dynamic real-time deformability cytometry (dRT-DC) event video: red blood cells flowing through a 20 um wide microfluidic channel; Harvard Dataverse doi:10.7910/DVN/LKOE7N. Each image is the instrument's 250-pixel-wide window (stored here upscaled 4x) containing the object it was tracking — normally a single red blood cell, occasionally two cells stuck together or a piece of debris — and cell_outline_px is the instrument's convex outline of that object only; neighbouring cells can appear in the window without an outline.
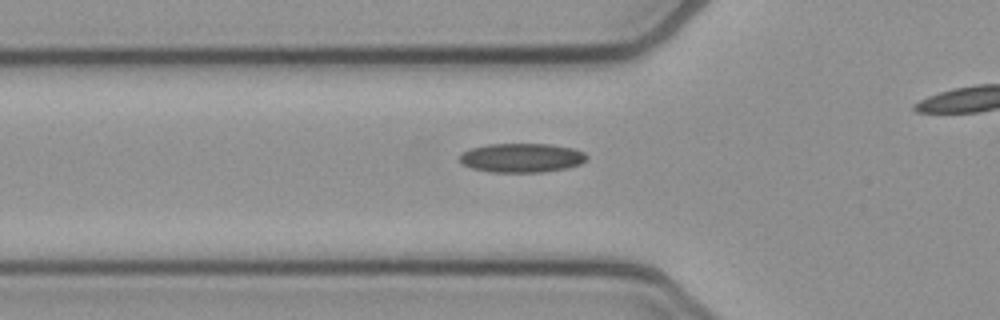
{"species": "common noctule bat (a hibernating species)", "species_latin": "Nyctalus noctula", "temperature_condition": "cold", "stored_images_in_passage": 35, "camera_frame_rate_fps": 3000, "um_per_image_px": 0.085, "animal": {"sex": "female", "body_mass_g": 21.9}, "frame": {"image": 1, "passage_image": 10, "time_ms": 3.0, "image_size_px": [1000, 320], "cell_outline_px": [[588, 156], [580, 164], [568, 168], [544, 172], [492, 172], [472, 168], [460, 164], [460, 156], [464, 152], [472, 148], [488, 144], [552, 144], [572, 148], [584, 152]], "centroid_in_image_um": [44.35, 13.42], "position_along_channel_um": 81.4, "area_um2": 21.56}}
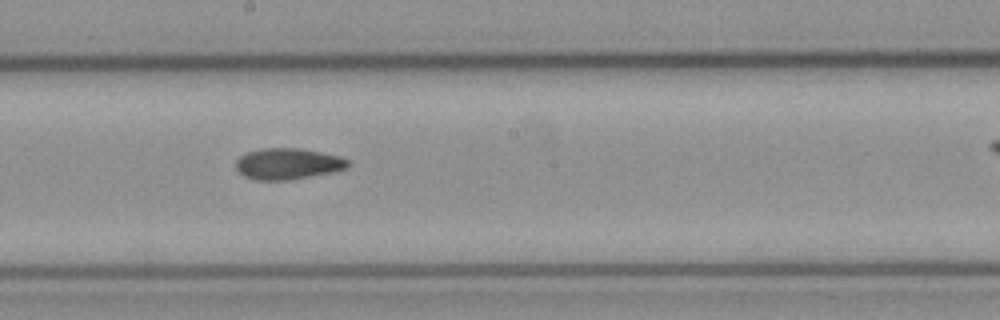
{"frame": {"image": 2, "passage_image": 21, "time_ms": 6.667, "image_size_px": [1000, 320], "cell_outline_px": [[352, 164], [348, 168], [332, 172], [288, 180], [256, 180], [244, 176], [236, 168], [236, 160], [240, 156], [248, 152], [264, 148], [300, 148], [340, 156], [348, 160]], "centroid_in_image_um": [24.49, 13.92], "position_along_channel_um": 223.7, "area_um2": 20.35}}
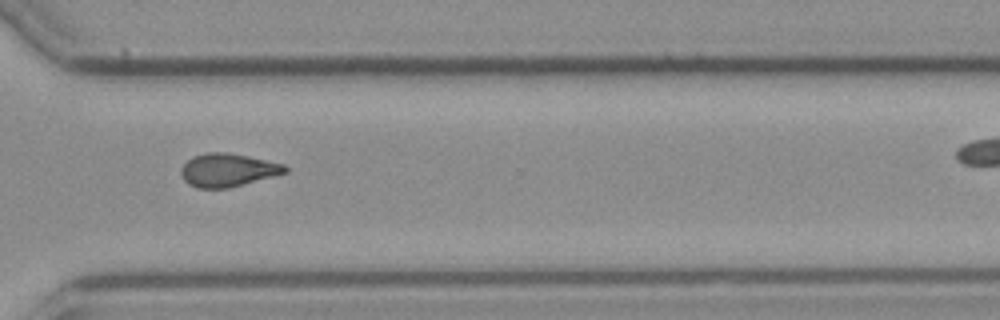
{"frame": {"image": 3, "passage_image": 31, "time_ms": 10.0, "image_size_px": [1000, 320], "cell_outline_px": [[288, 172], [228, 188], [196, 188], [188, 184], [184, 180], [180, 172], [180, 168], [192, 156], [208, 152], [228, 152], [248, 156], [284, 164], [288, 168]], "centroid_in_image_um": [19.34, 14.45], "position_along_channel_um": 351.3, "area_um2": 20.11}}